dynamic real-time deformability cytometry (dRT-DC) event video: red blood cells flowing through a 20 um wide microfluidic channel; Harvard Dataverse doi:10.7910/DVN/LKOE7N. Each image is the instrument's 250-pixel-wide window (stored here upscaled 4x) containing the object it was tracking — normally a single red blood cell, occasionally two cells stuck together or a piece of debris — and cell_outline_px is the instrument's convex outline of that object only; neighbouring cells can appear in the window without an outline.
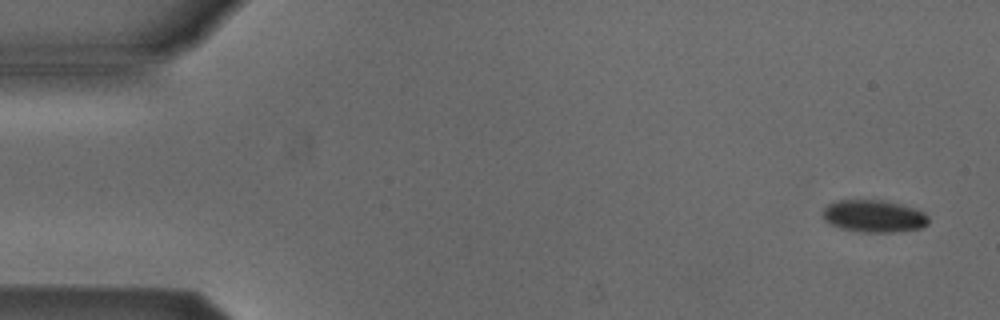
{"species": "Egyptian fruit bat (a non-hibernating species)", "species_latin": "Rousettus aegyptiacus", "temperature_condition": "cold", "stored_images_in_passage": 51, "camera_frame_rate_fps": 3000, "um_per_image_px": 0.085, "animal": {"sex": "male"}, "frame": {"image": 1, "passage_image": 1, "time_ms": 0.0, "image_size_px": [1000, 320], "cell_outline_px": [[928, 224], [920, 228], [892, 232], [864, 232], [840, 228], [824, 220], [824, 208], [828, 204], [836, 200], [884, 200], [904, 204], [916, 208], [924, 212], [928, 216]], "centroid_in_image_um": [74.31, 18.35], "position_along_channel_um": 10.7, "area_um2": 19.94}}
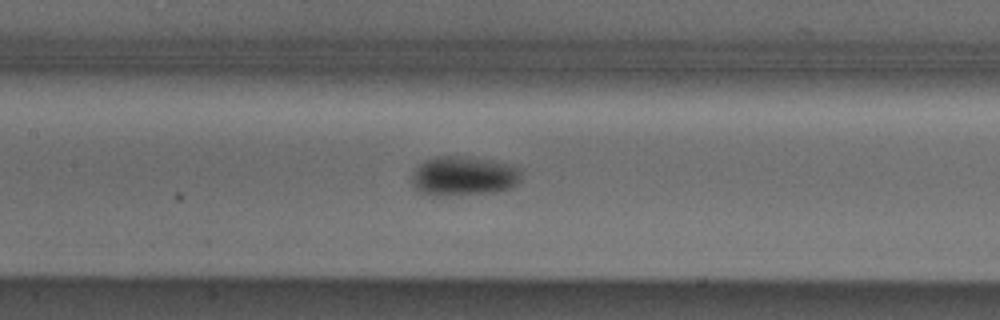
{"frame": {"image": 2, "passage_image": 23, "time_ms": 7.333, "image_size_px": [1000, 320], "cell_outline_px": [[520, 180], [512, 188], [496, 192], [440, 196], [432, 196], [416, 192], [412, 184], [412, 172], [424, 160], [436, 156], [468, 156], [492, 160], [520, 168]], "centroid_in_image_um": [39.36, 14.97], "position_along_channel_um": 168.0, "area_um2": 25.55}}
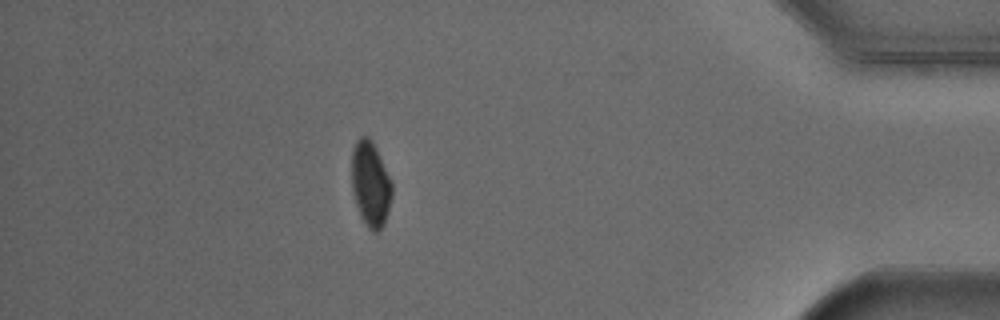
{"frame": {"image": 3, "passage_image": 45, "time_ms": 14.667, "image_size_px": [1000, 320], "cell_outline_px": [[392, 196], [388, 212], [384, 224], [376, 232], [372, 232], [368, 228], [360, 216], [352, 192], [352, 148], [356, 140], [360, 136], [368, 136], [372, 140], [376, 148], [392, 184]], "centroid_in_image_um": [31.48, 15.64], "position_along_channel_um": 403.7, "area_um2": 20.0}, "authors_computed_cell_mechanics": {"area_um2": 21.2704, "velocity_mm_per_s": 3.8683, "shape_relaxation_time_tau1_ms": 2.5491, "shape_relaxation_time_tau2_ms": null, "deformation_change_tau1": 0.0515, "deformation_change_tau2": null}}